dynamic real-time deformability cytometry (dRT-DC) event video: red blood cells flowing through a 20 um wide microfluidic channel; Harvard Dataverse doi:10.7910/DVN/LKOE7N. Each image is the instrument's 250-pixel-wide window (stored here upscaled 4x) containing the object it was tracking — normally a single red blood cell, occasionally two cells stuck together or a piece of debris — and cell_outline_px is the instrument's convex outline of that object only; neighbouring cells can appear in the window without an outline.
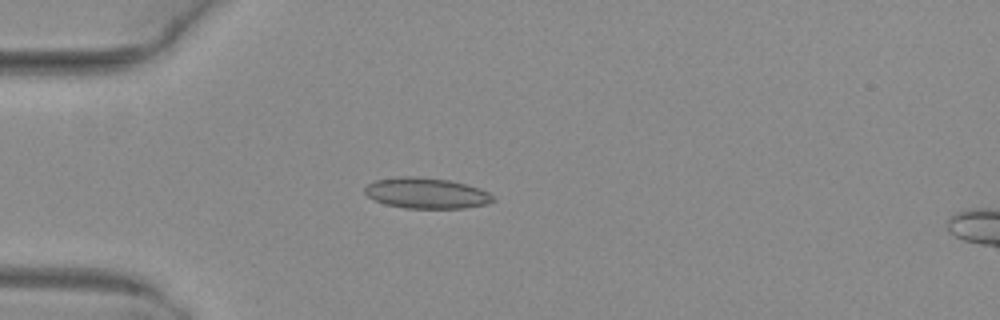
{"species": "common noctule bat (a hibernating species)", "species_latin": "Nyctalus noctula", "temperature_condition": "warm", "stored_images_in_passage": 19, "camera_frame_rate_fps": 3000, "um_per_image_px": 0.085, "animal": {"sex": "female", "body_mass_g": 29.2, "forearm_length_mm": 56.3}, "frame": {"image": 1, "passage_image": 1, "time_ms": 0.0, "image_size_px": [1000, 320], "cell_outline_px": [[496, 200], [488, 204], [464, 208], [404, 208], [384, 204], [368, 196], [364, 192], [364, 188], [368, 184], [376, 180], [400, 176], [416, 176], [448, 180], [480, 188], [488, 192]], "centroid_in_image_um": [36.24, 16.42], "position_along_channel_um": 48.8, "area_um2": 22.95}}
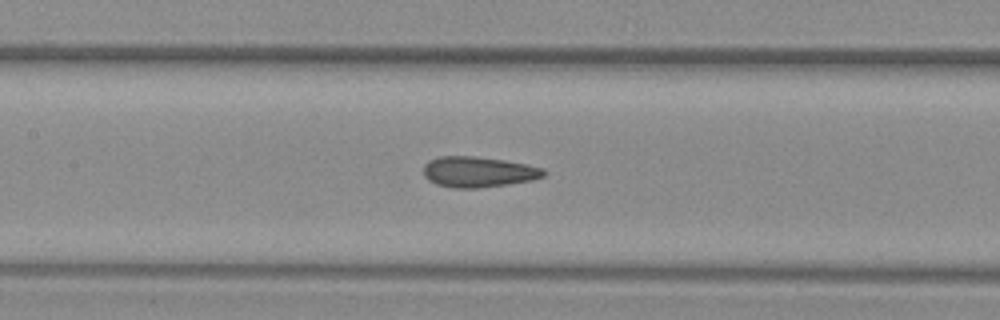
{"frame": {"image": 2, "passage_image": 11, "time_ms": 3.333, "image_size_px": [1000, 320], "cell_outline_px": [[548, 172], [544, 176], [532, 180], [508, 184], [480, 188], [452, 188], [436, 184], [428, 180], [424, 176], [424, 164], [428, 160], [440, 156], [476, 156], [504, 160], [544, 168]], "centroid_in_image_um": [40.65, 14.61], "position_along_channel_um": 166.8, "area_um2": 21.62}}
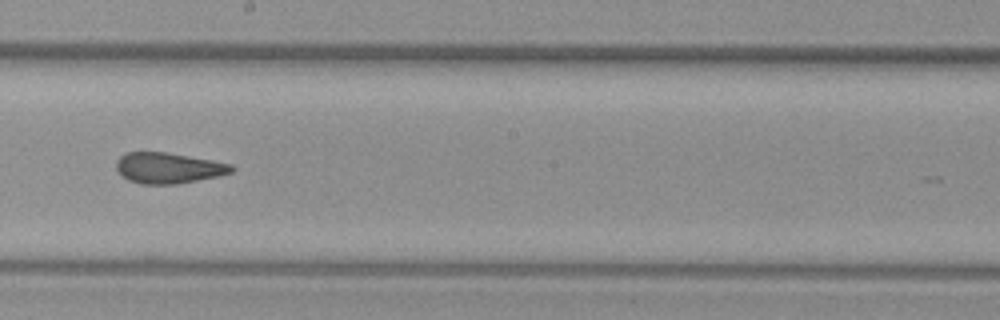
{"frame": {"image": 3, "passage_image": 16, "time_ms": 5.0, "image_size_px": [1000, 320], "cell_outline_px": [[236, 168], [232, 172], [220, 176], [176, 184], [140, 184], [128, 180], [116, 168], [116, 160], [120, 156], [128, 152], [164, 152], [212, 160], [232, 164]], "centroid_in_image_um": [14.34, 14.28], "position_along_channel_um": 233.9, "area_um2": 20.63}}